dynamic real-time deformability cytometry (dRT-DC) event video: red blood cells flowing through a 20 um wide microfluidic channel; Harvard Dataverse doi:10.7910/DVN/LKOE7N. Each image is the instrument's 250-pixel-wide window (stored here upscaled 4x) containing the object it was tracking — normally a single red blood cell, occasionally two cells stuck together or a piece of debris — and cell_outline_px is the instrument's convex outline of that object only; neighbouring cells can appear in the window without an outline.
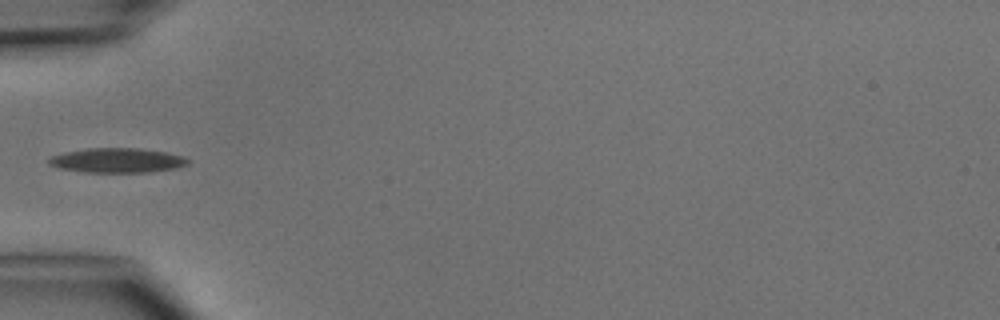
{"species": "common noctule bat (a hibernating species)", "species_latin": "Nyctalus noctula", "temperature_condition": "cold", "stored_images_in_passage": 5, "camera_frame_rate_fps": 3000, "um_per_image_px": 0.085, "animal": {"sex": "male", "body_mass_g": 15.6}, "frame": {"image": 1, "passage_image": 5, "time_ms": 5.333, "image_size_px": [1000, 320], "cell_outline_px": [[188, 164], [176, 168], [152, 172], [84, 172], [60, 168], [48, 164], [48, 160], [52, 156], [64, 152], [88, 148], [140, 148], [168, 152], [184, 156], [188, 160]], "centroid_in_image_um": [9.99, 13.63], "position_along_channel_um": 75.0, "area_um2": 20.0}}